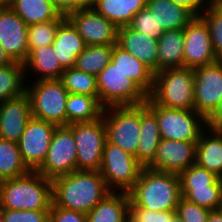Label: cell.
Returning a JSON list of instances; mask_svg holds the SVG:
<instances>
[{"instance_id":"cell-44","label":"cell","mask_w":222,"mask_h":222,"mask_svg":"<svg viewBox=\"0 0 222 222\" xmlns=\"http://www.w3.org/2000/svg\"><path fill=\"white\" fill-rule=\"evenodd\" d=\"M62 15L67 16L73 11L84 7H91L94 0H52Z\"/></svg>"},{"instance_id":"cell-48","label":"cell","mask_w":222,"mask_h":222,"mask_svg":"<svg viewBox=\"0 0 222 222\" xmlns=\"http://www.w3.org/2000/svg\"><path fill=\"white\" fill-rule=\"evenodd\" d=\"M12 63L13 61L10 59V57L5 53L3 48L0 46V68L8 66Z\"/></svg>"},{"instance_id":"cell-16","label":"cell","mask_w":222,"mask_h":222,"mask_svg":"<svg viewBox=\"0 0 222 222\" xmlns=\"http://www.w3.org/2000/svg\"><path fill=\"white\" fill-rule=\"evenodd\" d=\"M197 141L161 139L156 156L147 166L151 170L180 174L196 163Z\"/></svg>"},{"instance_id":"cell-15","label":"cell","mask_w":222,"mask_h":222,"mask_svg":"<svg viewBox=\"0 0 222 222\" xmlns=\"http://www.w3.org/2000/svg\"><path fill=\"white\" fill-rule=\"evenodd\" d=\"M183 61V67L191 69L218 61L213 50L210 31L199 16H195L184 28Z\"/></svg>"},{"instance_id":"cell-29","label":"cell","mask_w":222,"mask_h":222,"mask_svg":"<svg viewBox=\"0 0 222 222\" xmlns=\"http://www.w3.org/2000/svg\"><path fill=\"white\" fill-rule=\"evenodd\" d=\"M103 111L104 107L96 97L71 93L67 96V125L98 120L102 117Z\"/></svg>"},{"instance_id":"cell-18","label":"cell","mask_w":222,"mask_h":222,"mask_svg":"<svg viewBox=\"0 0 222 222\" xmlns=\"http://www.w3.org/2000/svg\"><path fill=\"white\" fill-rule=\"evenodd\" d=\"M31 118L30 99L26 93L0 103V138L18 143Z\"/></svg>"},{"instance_id":"cell-53","label":"cell","mask_w":222,"mask_h":222,"mask_svg":"<svg viewBox=\"0 0 222 222\" xmlns=\"http://www.w3.org/2000/svg\"><path fill=\"white\" fill-rule=\"evenodd\" d=\"M219 210L222 212V202H221V205H220V208H219Z\"/></svg>"},{"instance_id":"cell-41","label":"cell","mask_w":222,"mask_h":222,"mask_svg":"<svg viewBox=\"0 0 222 222\" xmlns=\"http://www.w3.org/2000/svg\"><path fill=\"white\" fill-rule=\"evenodd\" d=\"M4 222H49V211L1 209Z\"/></svg>"},{"instance_id":"cell-3","label":"cell","mask_w":222,"mask_h":222,"mask_svg":"<svg viewBox=\"0 0 222 222\" xmlns=\"http://www.w3.org/2000/svg\"><path fill=\"white\" fill-rule=\"evenodd\" d=\"M1 209L50 211L52 180L37 171L0 183Z\"/></svg>"},{"instance_id":"cell-10","label":"cell","mask_w":222,"mask_h":222,"mask_svg":"<svg viewBox=\"0 0 222 222\" xmlns=\"http://www.w3.org/2000/svg\"><path fill=\"white\" fill-rule=\"evenodd\" d=\"M72 133L77 149V170L99 171L107 141L103 116L92 122L73 123Z\"/></svg>"},{"instance_id":"cell-50","label":"cell","mask_w":222,"mask_h":222,"mask_svg":"<svg viewBox=\"0 0 222 222\" xmlns=\"http://www.w3.org/2000/svg\"><path fill=\"white\" fill-rule=\"evenodd\" d=\"M13 0H0V9L11 8Z\"/></svg>"},{"instance_id":"cell-26","label":"cell","mask_w":222,"mask_h":222,"mask_svg":"<svg viewBox=\"0 0 222 222\" xmlns=\"http://www.w3.org/2000/svg\"><path fill=\"white\" fill-rule=\"evenodd\" d=\"M146 3L147 0H94L91 7L119 28L128 26Z\"/></svg>"},{"instance_id":"cell-39","label":"cell","mask_w":222,"mask_h":222,"mask_svg":"<svg viewBox=\"0 0 222 222\" xmlns=\"http://www.w3.org/2000/svg\"><path fill=\"white\" fill-rule=\"evenodd\" d=\"M129 26L155 40H158L164 33L162 26L158 25L154 15L147 8L139 11L133 16Z\"/></svg>"},{"instance_id":"cell-23","label":"cell","mask_w":222,"mask_h":222,"mask_svg":"<svg viewBox=\"0 0 222 222\" xmlns=\"http://www.w3.org/2000/svg\"><path fill=\"white\" fill-rule=\"evenodd\" d=\"M207 131L197 141L196 164L222 179V131L212 126Z\"/></svg>"},{"instance_id":"cell-12","label":"cell","mask_w":222,"mask_h":222,"mask_svg":"<svg viewBox=\"0 0 222 222\" xmlns=\"http://www.w3.org/2000/svg\"><path fill=\"white\" fill-rule=\"evenodd\" d=\"M194 71V110L208 120L222 98V61L198 67Z\"/></svg>"},{"instance_id":"cell-45","label":"cell","mask_w":222,"mask_h":222,"mask_svg":"<svg viewBox=\"0 0 222 222\" xmlns=\"http://www.w3.org/2000/svg\"><path fill=\"white\" fill-rule=\"evenodd\" d=\"M176 4L181 5L190 10L195 16H199L206 6L211 4V0H173ZM207 4V5H206Z\"/></svg>"},{"instance_id":"cell-5","label":"cell","mask_w":222,"mask_h":222,"mask_svg":"<svg viewBox=\"0 0 222 222\" xmlns=\"http://www.w3.org/2000/svg\"><path fill=\"white\" fill-rule=\"evenodd\" d=\"M30 99L32 117L57 126H67L66 102L69 92L60 79L35 81L25 92Z\"/></svg>"},{"instance_id":"cell-4","label":"cell","mask_w":222,"mask_h":222,"mask_svg":"<svg viewBox=\"0 0 222 222\" xmlns=\"http://www.w3.org/2000/svg\"><path fill=\"white\" fill-rule=\"evenodd\" d=\"M149 97L165 108L194 109V71L191 68H167L155 74Z\"/></svg>"},{"instance_id":"cell-38","label":"cell","mask_w":222,"mask_h":222,"mask_svg":"<svg viewBox=\"0 0 222 222\" xmlns=\"http://www.w3.org/2000/svg\"><path fill=\"white\" fill-rule=\"evenodd\" d=\"M179 178L181 188H201L212 185L219 177L195 163L181 172Z\"/></svg>"},{"instance_id":"cell-49","label":"cell","mask_w":222,"mask_h":222,"mask_svg":"<svg viewBox=\"0 0 222 222\" xmlns=\"http://www.w3.org/2000/svg\"><path fill=\"white\" fill-rule=\"evenodd\" d=\"M207 222H222V212L219 209L211 210Z\"/></svg>"},{"instance_id":"cell-24","label":"cell","mask_w":222,"mask_h":222,"mask_svg":"<svg viewBox=\"0 0 222 222\" xmlns=\"http://www.w3.org/2000/svg\"><path fill=\"white\" fill-rule=\"evenodd\" d=\"M146 8L154 15L164 31L184 29L195 17L190 10L173 0H147Z\"/></svg>"},{"instance_id":"cell-42","label":"cell","mask_w":222,"mask_h":222,"mask_svg":"<svg viewBox=\"0 0 222 222\" xmlns=\"http://www.w3.org/2000/svg\"><path fill=\"white\" fill-rule=\"evenodd\" d=\"M49 222H87V215L58 207L52 202L49 211Z\"/></svg>"},{"instance_id":"cell-34","label":"cell","mask_w":222,"mask_h":222,"mask_svg":"<svg viewBox=\"0 0 222 222\" xmlns=\"http://www.w3.org/2000/svg\"><path fill=\"white\" fill-rule=\"evenodd\" d=\"M181 197L209 210H217L222 202V179L201 188H181Z\"/></svg>"},{"instance_id":"cell-36","label":"cell","mask_w":222,"mask_h":222,"mask_svg":"<svg viewBox=\"0 0 222 222\" xmlns=\"http://www.w3.org/2000/svg\"><path fill=\"white\" fill-rule=\"evenodd\" d=\"M65 19H56L28 26V49L29 53L38 47L52 45L58 26Z\"/></svg>"},{"instance_id":"cell-25","label":"cell","mask_w":222,"mask_h":222,"mask_svg":"<svg viewBox=\"0 0 222 222\" xmlns=\"http://www.w3.org/2000/svg\"><path fill=\"white\" fill-rule=\"evenodd\" d=\"M129 203L128 192L112 191L87 214V222H126Z\"/></svg>"},{"instance_id":"cell-33","label":"cell","mask_w":222,"mask_h":222,"mask_svg":"<svg viewBox=\"0 0 222 222\" xmlns=\"http://www.w3.org/2000/svg\"><path fill=\"white\" fill-rule=\"evenodd\" d=\"M24 64L13 62L0 68V103L22 96L26 92Z\"/></svg>"},{"instance_id":"cell-21","label":"cell","mask_w":222,"mask_h":222,"mask_svg":"<svg viewBox=\"0 0 222 222\" xmlns=\"http://www.w3.org/2000/svg\"><path fill=\"white\" fill-rule=\"evenodd\" d=\"M161 141L156 115L146 106L140 104V138L136 150V159L147 167L155 158Z\"/></svg>"},{"instance_id":"cell-13","label":"cell","mask_w":222,"mask_h":222,"mask_svg":"<svg viewBox=\"0 0 222 222\" xmlns=\"http://www.w3.org/2000/svg\"><path fill=\"white\" fill-rule=\"evenodd\" d=\"M57 125L32 117L18 142L23 162L35 171L45 160Z\"/></svg>"},{"instance_id":"cell-28","label":"cell","mask_w":222,"mask_h":222,"mask_svg":"<svg viewBox=\"0 0 222 222\" xmlns=\"http://www.w3.org/2000/svg\"><path fill=\"white\" fill-rule=\"evenodd\" d=\"M184 29L167 30L158 39V71L183 67Z\"/></svg>"},{"instance_id":"cell-8","label":"cell","mask_w":222,"mask_h":222,"mask_svg":"<svg viewBox=\"0 0 222 222\" xmlns=\"http://www.w3.org/2000/svg\"><path fill=\"white\" fill-rule=\"evenodd\" d=\"M143 168L133 155L106 141L99 172L111 191L117 189L128 192L137 182Z\"/></svg>"},{"instance_id":"cell-52","label":"cell","mask_w":222,"mask_h":222,"mask_svg":"<svg viewBox=\"0 0 222 222\" xmlns=\"http://www.w3.org/2000/svg\"><path fill=\"white\" fill-rule=\"evenodd\" d=\"M0 222H4L1 212H0Z\"/></svg>"},{"instance_id":"cell-6","label":"cell","mask_w":222,"mask_h":222,"mask_svg":"<svg viewBox=\"0 0 222 222\" xmlns=\"http://www.w3.org/2000/svg\"><path fill=\"white\" fill-rule=\"evenodd\" d=\"M145 104L157 117L161 139L198 141L203 130L206 131L205 127L209 126L208 121L194 109L165 108L157 105L149 96Z\"/></svg>"},{"instance_id":"cell-17","label":"cell","mask_w":222,"mask_h":222,"mask_svg":"<svg viewBox=\"0 0 222 222\" xmlns=\"http://www.w3.org/2000/svg\"><path fill=\"white\" fill-rule=\"evenodd\" d=\"M28 25L11 9H0V46L13 62L24 64L28 55Z\"/></svg>"},{"instance_id":"cell-14","label":"cell","mask_w":222,"mask_h":222,"mask_svg":"<svg viewBox=\"0 0 222 222\" xmlns=\"http://www.w3.org/2000/svg\"><path fill=\"white\" fill-rule=\"evenodd\" d=\"M66 18L76 28L86 45H114L117 43L118 27L92 7L73 11Z\"/></svg>"},{"instance_id":"cell-40","label":"cell","mask_w":222,"mask_h":222,"mask_svg":"<svg viewBox=\"0 0 222 222\" xmlns=\"http://www.w3.org/2000/svg\"><path fill=\"white\" fill-rule=\"evenodd\" d=\"M210 211L183 197L180 198L176 207V213L184 222H207Z\"/></svg>"},{"instance_id":"cell-9","label":"cell","mask_w":222,"mask_h":222,"mask_svg":"<svg viewBox=\"0 0 222 222\" xmlns=\"http://www.w3.org/2000/svg\"><path fill=\"white\" fill-rule=\"evenodd\" d=\"M102 116L107 140L136 158L140 138V105L106 107Z\"/></svg>"},{"instance_id":"cell-27","label":"cell","mask_w":222,"mask_h":222,"mask_svg":"<svg viewBox=\"0 0 222 222\" xmlns=\"http://www.w3.org/2000/svg\"><path fill=\"white\" fill-rule=\"evenodd\" d=\"M11 9L28 25L66 19L52 0H13Z\"/></svg>"},{"instance_id":"cell-51","label":"cell","mask_w":222,"mask_h":222,"mask_svg":"<svg viewBox=\"0 0 222 222\" xmlns=\"http://www.w3.org/2000/svg\"><path fill=\"white\" fill-rule=\"evenodd\" d=\"M211 5L222 13V0H212Z\"/></svg>"},{"instance_id":"cell-1","label":"cell","mask_w":222,"mask_h":222,"mask_svg":"<svg viewBox=\"0 0 222 222\" xmlns=\"http://www.w3.org/2000/svg\"><path fill=\"white\" fill-rule=\"evenodd\" d=\"M112 191L99 171H74L52 180L53 203L88 214Z\"/></svg>"},{"instance_id":"cell-30","label":"cell","mask_w":222,"mask_h":222,"mask_svg":"<svg viewBox=\"0 0 222 222\" xmlns=\"http://www.w3.org/2000/svg\"><path fill=\"white\" fill-rule=\"evenodd\" d=\"M38 73V80L60 79L64 69L61 67L53 50V45L34 48L24 62V69ZM40 74V76H39Z\"/></svg>"},{"instance_id":"cell-32","label":"cell","mask_w":222,"mask_h":222,"mask_svg":"<svg viewBox=\"0 0 222 222\" xmlns=\"http://www.w3.org/2000/svg\"><path fill=\"white\" fill-rule=\"evenodd\" d=\"M30 171L22 160L18 143L0 138V178H17Z\"/></svg>"},{"instance_id":"cell-43","label":"cell","mask_w":222,"mask_h":222,"mask_svg":"<svg viewBox=\"0 0 222 222\" xmlns=\"http://www.w3.org/2000/svg\"><path fill=\"white\" fill-rule=\"evenodd\" d=\"M129 219L132 222H162V211L129 207Z\"/></svg>"},{"instance_id":"cell-2","label":"cell","mask_w":222,"mask_h":222,"mask_svg":"<svg viewBox=\"0 0 222 222\" xmlns=\"http://www.w3.org/2000/svg\"><path fill=\"white\" fill-rule=\"evenodd\" d=\"M128 195L129 207L176 211L181 198L179 174L158 172L144 167Z\"/></svg>"},{"instance_id":"cell-31","label":"cell","mask_w":222,"mask_h":222,"mask_svg":"<svg viewBox=\"0 0 222 222\" xmlns=\"http://www.w3.org/2000/svg\"><path fill=\"white\" fill-rule=\"evenodd\" d=\"M114 45H87L77 56L75 68L97 76L111 61Z\"/></svg>"},{"instance_id":"cell-35","label":"cell","mask_w":222,"mask_h":222,"mask_svg":"<svg viewBox=\"0 0 222 222\" xmlns=\"http://www.w3.org/2000/svg\"><path fill=\"white\" fill-rule=\"evenodd\" d=\"M60 80L69 93L89 95L98 99L96 76L71 67L64 69Z\"/></svg>"},{"instance_id":"cell-7","label":"cell","mask_w":222,"mask_h":222,"mask_svg":"<svg viewBox=\"0 0 222 222\" xmlns=\"http://www.w3.org/2000/svg\"><path fill=\"white\" fill-rule=\"evenodd\" d=\"M98 100L106 108L144 104L148 95L131 79L122 74L115 64L108 65L96 76Z\"/></svg>"},{"instance_id":"cell-19","label":"cell","mask_w":222,"mask_h":222,"mask_svg":"<svg viewBox=\"0 0 222 222\" xmlns=\"http://www.w3.org/2000/svg\"><path fill=\"white\" fill-rule=\"evenodd\" d=\"M117 44L135 56L154 74L158 72V40L128 25L118 28Z\"/></svg>"},{"instance_id":"cell-47","label":"cell","mask_w":222,"mask_h":222,"mask_svg":"<svg viewBox=\"0 0 222 222\" xmlns=\"http://www.w3.org/2000/svg\"><path fill=\"white\" fill-rule=\"evenodd\" d=\"M162 222H184L176 211H162Z\"/></svg>"},{"instance_id":"cell-11","label":"cell","mask_w":222,"mask_h":222,"mask_svg":"<svg viewBox=\"0 0 222 222\" xmlns=\"http://www.w3.org/2000/svg\"><path fill=\"white\" fill-rule=\"evenodd\" d=\"M77 149L72 124L57 126L44 162L35 170L47 179L77 171Z\"/></svg>"},{"instance_id":"cell-20","label":"cell","mask_w":222,"mask_h":222,"mask_svg":"<svg viewBox=\"0 0 222 222\" xmlns=\"http://www.w3.org/2000/svg\"><path fill=\"white\" fill-rule=\"evenodd\" d=\"M52 45L56 58L63 69L74 67L77 56L87 46L67 18L58 26Z\"/></svg>"},{"instance_id":"cell-46","label":"cell","mask_w":222,"mask_h":222,"mask_svg":"<svg viewBox=\"0 0 222 222\" xmlns=\"http://www.w3.org/2000/svg\"><path fill=\"white\" fill-rule=\"evenodd\" d=\"M207 121L209 126L215 127L216 129L222 131V98L220 100L218 109Z\"/></svg>"},{"instance_id":"cell-22","label":"cell","mask_w":222,"mask_h":222,"mask_svg":"<svg viewBox=\"0 0 222 222\" xmlns=\"http://www.w3.org/2000/svg\"><path fill=\"white\" fill-rule=\"evenodd\" d=\"M111 61L122 74L133 80L148 96L151 94L155 74L146 65L117 43L113 46Z\"/></svg>"},{"instance_id":"cell-37","label":"cell","mask_w":222,"mask_h":222,"mask_svg":"<svg viewBox=\"0 0 222 222\" xmlns=\"http://www.w3.org/2000/svg\"><path fill=\"white\" fill-rule=\"evenodd\" d=\"M199 17L210 31L216 59L222 61V13L210 4L200 12Z\"/></svg>"}]
</instances>
